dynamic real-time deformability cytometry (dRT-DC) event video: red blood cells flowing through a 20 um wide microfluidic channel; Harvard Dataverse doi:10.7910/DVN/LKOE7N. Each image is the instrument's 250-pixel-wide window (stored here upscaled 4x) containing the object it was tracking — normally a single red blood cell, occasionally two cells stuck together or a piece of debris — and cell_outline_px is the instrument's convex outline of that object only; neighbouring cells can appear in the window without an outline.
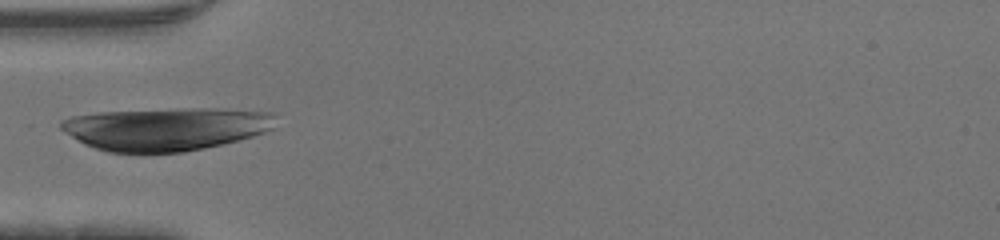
{"species": "human", "species_latin": "Homo sapiens", "temperature_condition": "warm", "stored_images_in_passage": 33, "camera_frame_rate_fps": 3000, "um_per_image_px": 0.085, "donor": {"sex": "male"}, "frame": {"image": 1, "passage_image": 1, "time_ms": 0.0, "image_size_px": [1000, 240], "cell_outline_px": [[276, 116], [272, 128], [264, 132], [240, 140], [224, 144], [184, 152], [108, 152], [84, 144], [64, 132], [60, 128], [60, 120], [72, 116], [100, 112], [184, 108], [216, 108], [272, 112]], "centroid_in_image_um": [14.1, 10.94], "position_along_channel_um": 70.9, "area_um2": 53.81}}
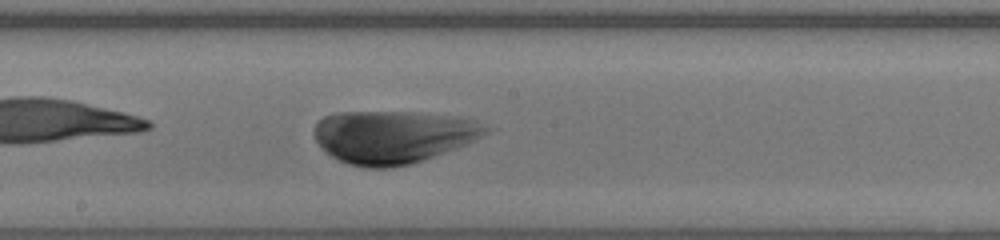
{"frame": {"image": 2, "passage_image": 11, "time_ms": 3.333, "image_size_px": [1000, 240], "cell_outline_px": [[492, 128], [488, 132], [476, 140], [456, 148], [424, 160], [392, 168], [368, 168], [348, 164], [332, 156], [316, 140], [312, 132], [316, 124], [324, 116], [336, 112], [412, 112], [476, 120]], "centroid_in_image_um": [33.41, 11.63], "position_along_channel_um": 214.8, "area_um2": 52.54}}
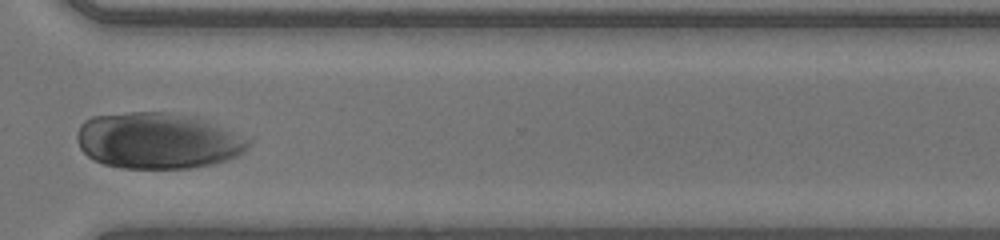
{"frame": {"image": 3, "passage_image": 21, "time_ms": 6.667, "image_size_px": [1000, 240], "cell_outline_px": [[252, 140], [248, 148], [244, 152], [228, 160], [212, 164], [188, 168], [120, 168], [104, 164], [92, 160], [80, 148], [76, 140], [76, 132], [80, 124], [84, 120], [92, 116], [128, 112], [160, 112], [192, 116], [252, 136]], "centroid_in_image_um": [13.44, 11.96], "position_along_channel_um": 357.2, "area_um2": 56.76}}